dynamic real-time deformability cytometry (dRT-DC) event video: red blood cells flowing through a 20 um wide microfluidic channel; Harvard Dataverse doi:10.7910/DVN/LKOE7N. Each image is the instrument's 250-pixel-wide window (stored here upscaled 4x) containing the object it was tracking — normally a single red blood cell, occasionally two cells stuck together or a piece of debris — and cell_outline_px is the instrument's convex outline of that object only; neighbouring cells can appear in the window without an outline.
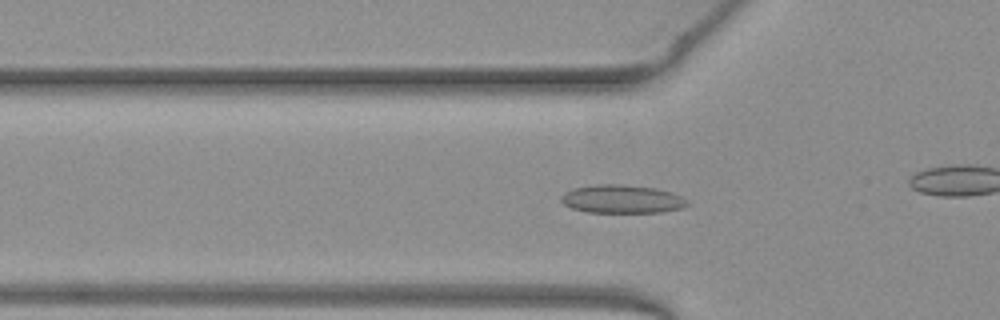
{"species": "common noctule bat (a hibernating species)", "species_latin": "Nyctalus noctula", "temperature_condition": "warm", "stored_images_in_passage": 42, "camera_frame_rate_fps": 3000, "um_per_image_px": 0.085, "animal": {"sex": "female", "body_mass_g": 19.3, "forearm_length_mm": 54.1}, "frame": {"image": 1, "passage_image": 17, "time_ms": 5.333, "image_size_px": [1000, 320], "cell_outline_px": [[692, 204], [684, 208], [660, 212], [584, 212], [572, 208], [564, 204], [560, 200], [560, 196], [564, 192], [576, 188], [596, 184], [620, 184], [656, 188], [672, 192], [688, 200]], "centroid_in_image_um": [52.9, 16.92], "position_along_channel_um": 72.9, "area_um2": 20.98}}
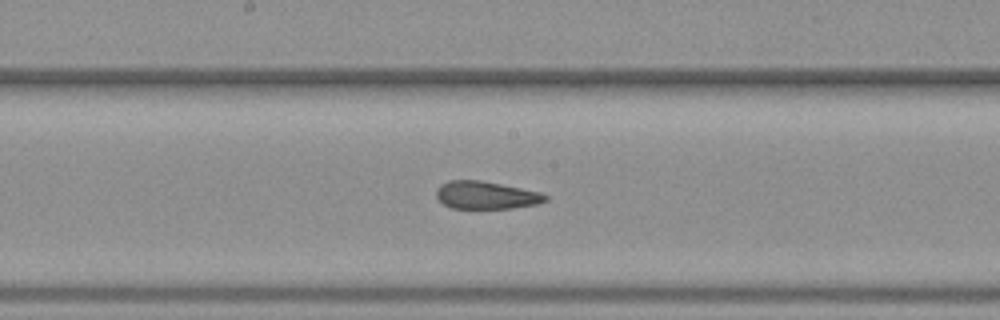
{"frame": {"image": 2, "passage_image": 27, "time_ms": 8.667, "image_size_px": [1000, 320], "cell_outline_px": [[548, 200], [540, 204], [512, 208], [452, 208], [444, 204], [436, 196], [436, 188], [440, 184], [448, 180], [480, 180], [540, 192], [548, 196]], "centroid_in_image_um": [41.32, 16.59], "position_along_channel_um": 206.9, "area_um2": 17.63}}
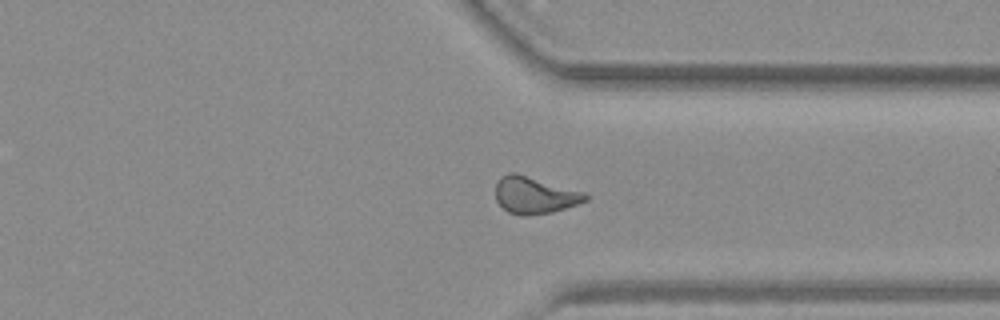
{"frame": {"image": 3, "passage_image": 39, "time_ms": 12.667, "image_size_px": [1000, 320], "cell_outline_px": [[588, 200], [552, 212], [524, 216], [520, 216], [508, 212], [496, 200], [496, 184], [508, 172], [516, 172], [584, 192], [588, 196]], "centroid_in_image_um": [45.44, 16.59], "position_along_channel_um": 366.0, "area_um2": 19.13}}